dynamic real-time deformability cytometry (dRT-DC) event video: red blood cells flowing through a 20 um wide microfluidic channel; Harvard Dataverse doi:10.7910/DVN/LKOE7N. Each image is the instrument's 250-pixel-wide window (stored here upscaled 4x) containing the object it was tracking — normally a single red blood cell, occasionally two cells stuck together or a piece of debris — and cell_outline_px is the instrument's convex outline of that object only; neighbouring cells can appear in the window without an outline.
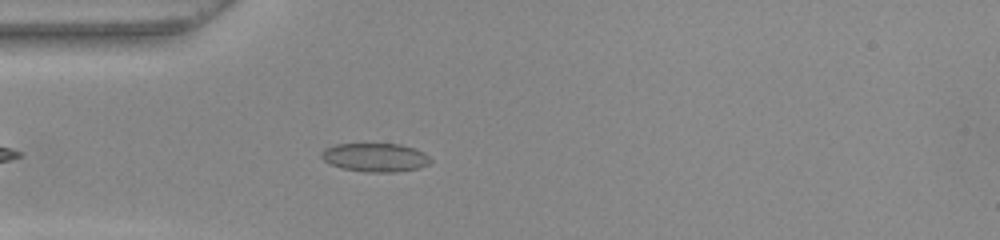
{"species": "common noctule bat (a hibernating species)", "species_latin": "Nyctalus noctula", "temperature_condition": "warm", "stored_images_in_passage": 5, "camera_frame_rate_fps": 3000, "um_per_image_px": 0.085, "animal": {"sex": "female", "body_mass_g": 22.0, "forearm_length_mm": 56.7}, "frame": {"image": 1, "passage_image": 1, "time_ms": 0.0, "image_size_px": [1000, 240], "cell_outline_px": [[432, 160], [428, 164], [416, 168], [396, 172], [364, 172], [340, 168], [324, 160], [320, 156], [320, 152], [324, 148], [336, 144], [400, 144], [416, 148], [424, 152]], "centroid_in_image_um": [31.88, 13.37], "position_along_channel_um": 53.1, "area_um2": 18.26}}
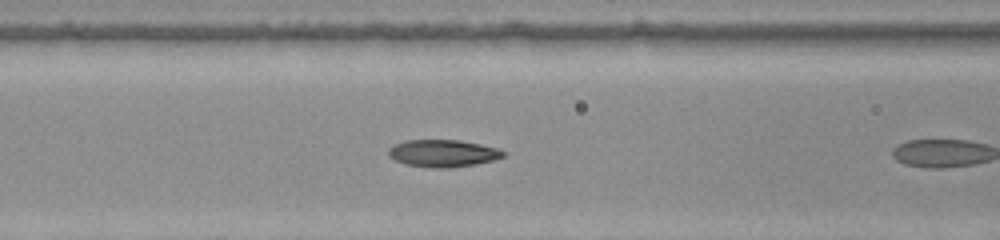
{"frame": {"image": 2, "passage_image": 4, "time_ms": 1.0, "image_size_px": [1000, 240], "cell_outline_px": [[508, 152], [504, 156], [492, 160], [476, 164], [448, 168], [436, 168], [404, 164], [388, 156], [388, 148], [404, 140], [460, 140], [480, 144], [496, 148]], "centroid_in_image_um": [37.65, 13.03], "position_along_channel_um": 129.0, "area_um2": 18.21}}